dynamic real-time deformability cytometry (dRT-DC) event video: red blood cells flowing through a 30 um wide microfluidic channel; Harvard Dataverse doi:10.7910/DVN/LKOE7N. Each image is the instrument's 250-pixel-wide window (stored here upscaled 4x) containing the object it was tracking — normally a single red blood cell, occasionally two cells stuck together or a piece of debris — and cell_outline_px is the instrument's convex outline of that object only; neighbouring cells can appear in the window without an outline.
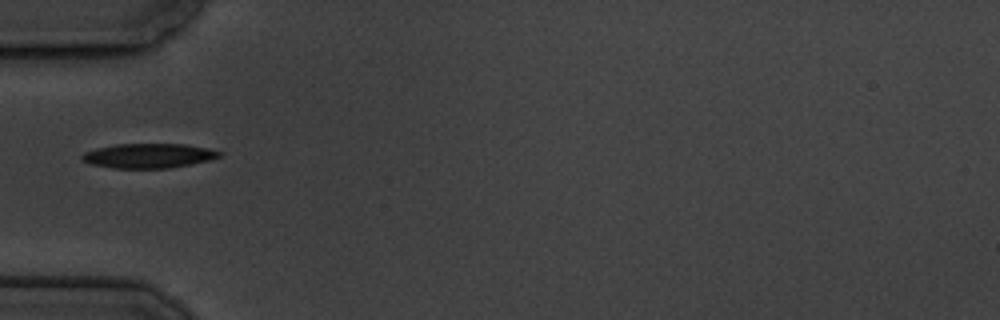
{"species": "common noctule bat (a hibernating species)", "species_latin": "Nyctalus noctula", "temperature_condition": "cold", "stored_images_in_passage": 6, "camera_frame_rate_fps": 3000, "um_per_image_px": 0.085, "animal": {"sex": "male", "body_mass_g": 19.5, "forearm_length_mm": 54.6}, "frame": {"image": 1, "passage_image": 1, "time_ms": 0.0, "image_size_px": [1000, 320], "cell_outline_px": [[224, 152], [220, 156], [208, 160], [192, 164], [168, 168], [112, 168], [88, 164], [80, 160], [80, 156], [84, 152], [96, 148], [116, 144], [184, 144], [208, 148]], "centroid_in_image_um": [12.58, 13.24], "position_along_channel_um": 72.4, "area_um2": 19.83}}
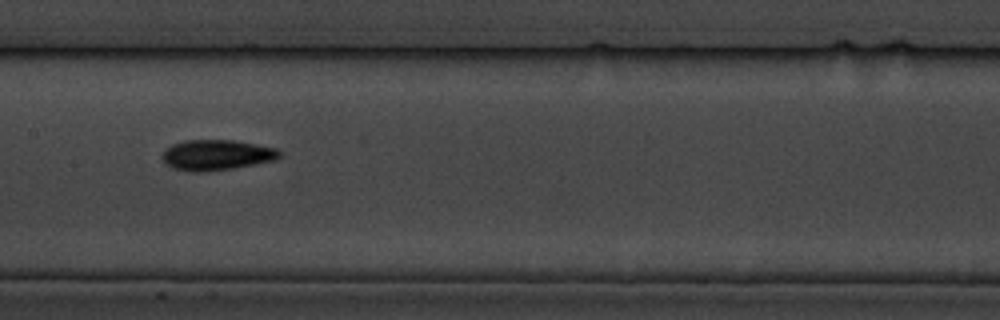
{"frame": {"image": 2, "passage_image": 4, "time_ms": 3.333, "image_size_px": [1000, 320], "cell_outline_px": [[280, 156], [272, 160], [256, 164], [232, 168], [204, 172], [192, 172], [172, 168], [164, 164], [160, 156], [172, 144], [184, 140], [232, 140], [256, 144], [276, 148], [280, 152]], "centroid_in_image_um": [18.35, 13.18], "position_along_channel_um": 189.1, "area_um2": 20.81}}
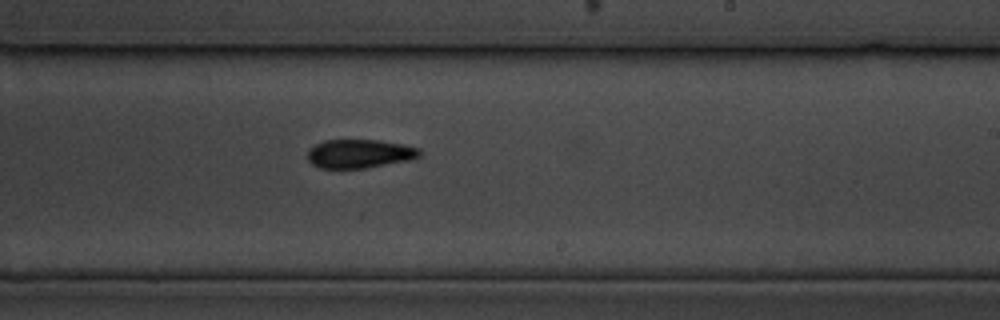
{"frame": {"image": 3, "passage_image": 6, "time_ms": 5.333, "image_size_px": [1000, 320], "cell_outline_px": [[420, 156], [408, 160], [364, 168], [320, 168], [312, 164], [308, 160], [308, 148], [324, 140], [380, 140], [404, 144], [420, 148]], "centroid_in_image_um": [30.54, 13.05], "position_along_channel_um": 258.5, "area_um2": 18.73}}